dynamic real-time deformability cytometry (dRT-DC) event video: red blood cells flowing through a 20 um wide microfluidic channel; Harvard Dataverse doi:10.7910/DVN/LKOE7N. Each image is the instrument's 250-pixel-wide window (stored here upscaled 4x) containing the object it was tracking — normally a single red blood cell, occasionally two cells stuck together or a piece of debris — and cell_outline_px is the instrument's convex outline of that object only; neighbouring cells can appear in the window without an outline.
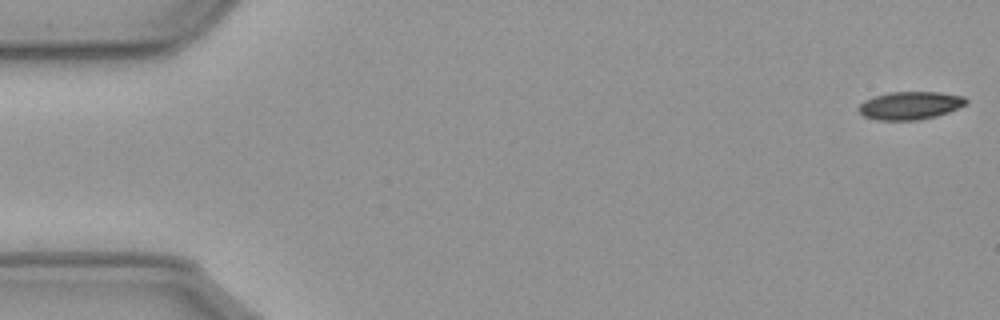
{"species": "common noctule bat (a hibernating species)", "species_latin": "Nyctalus noctula", "temperature_condition": "cold", "stored_images_in_passage": 57, "camera_frame_rate_fps": 3000, "um_per_image_px": 0.085, "animal": {"sex": "male", "body_mass_g": 23.1, "forearm_length_mm": 52.7}, "frame": {"image": 1, "passage_image": 1, "time_ms": 0.0, "image_size_px": [1000, 320], "cell_outline_px": [[968, 100], [964, 104], [948, 112], [936, 116], [920, 120], [876, 120], [864, 116], [856, 108], [864, 100], [888, 92], [936, 92], [964, 96]], "centroid_in_image_um": [77.32, 8.97], "position_along_channel_um": 7.7, "area_um2": 17.4}}
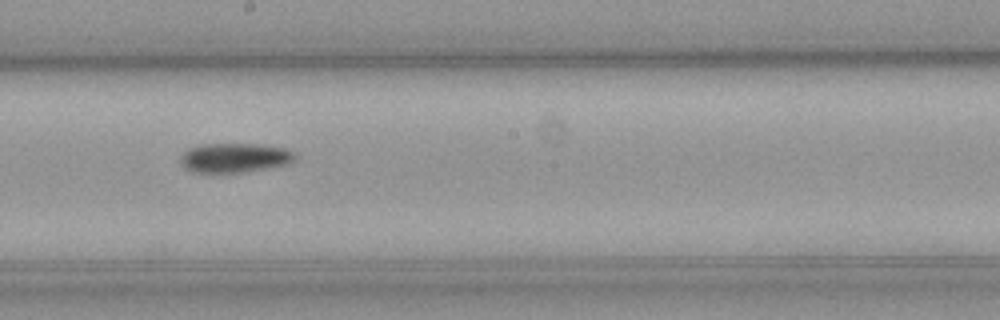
{"frame": {"image": 2, "passage_image": 31, "time_ms": 10.0, "image_size_px": [1000, 320], "cell_outline_px": [[296, 160], [288, 164], [248, 172], [192, 172], [184, 168], [180, 160], [180, 156], [188, 148], [200, 144], [260, 144], [284, 148], [292, 152], [296, 156]], "centroid_in_image_um": [19.94, 13.41], "position_along_channel_um": 228.3, "area_um2": 19.77}}
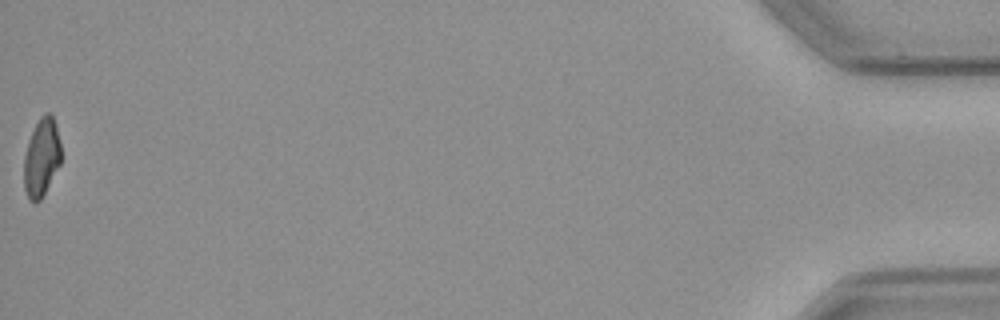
{"frame": {"image": 3, "passage_image": 57, "time_ms": 18.667, "image_size_px": [1000, 320], "cell_outline_px": [[60, 164], [40, 200], [36, 204], [28, 200], [24, 188], [24, 156], [28, 140], [40, 116], [44, 112], [48, 112], [52, 116], [56, 124], [60, 144]], "centroid_in_image_um": [3.51, 13.4], "position_along_channel_um": 431.7, "area_um2": 16.88}, "authors_computed_cell_mechanics": {"area_um2": 18.6694, "velocity_mm_per_s": 3.6022, "shape_relaxation_time_tau1_ms": 8.8153, "shape_relaxation_time_tau2_ms": null, "deformation_change_tau1": 0.1659, "deformation_change_tau2": null}}